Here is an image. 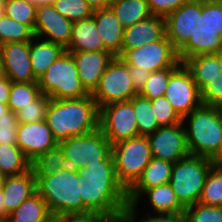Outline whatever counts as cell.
<instances>
[{
  "label": "cell",
  "instance_id": "29",
  "mask_svg": "<svg viewBox=\"0 0 222 222\" xmlns=\"http://www.w3.org/2000/svg\"><path fill=\"white\" fill-rule=\"evenodd\" d=\"M110 8L124 28L152 15L147 0H113Z\"/></svg>",
  "mask_w": 222,
  "mask_h": 222
},
{
  "label": "cell",
  "instance_id": "8",
  "mask_svg": "<svg viewBox=\"0 0 222 222\" xmlns=\"http://www.w3.org/2000/svg\"><path fill=\"white\" fill-rule=\"evenodd\" d=\"M118 181L128 190L153 158L147 136H137L112 145Z\"/></svg>",
  "mask_w": 222,
  "mask_h": 222
},
{
  "label": "cell",
  "instance_id": "4",
  "mask_svg": "<svg viewBox=\"0 0 222 222\" xmlns=\"http://www.w3.org/2000/svg\"><path fill=\"white\" fill-rule=\"evenodd\" d=\"M190 155L213 159L222 145V107L201 105L183 118Z\"/></svg>",
  "mask_w": 222,
  "mask_h": 222
},
{
  "label": "cell",
  "instance_id": "48",
  "mask_svg": "<svg viewBox=\"0 0 222 222\" xmlns=\"http://www.w3.org/2000/svg\"><path fill=\"white\" fill-rule=\"evenodd\" d=\"M11 85L12 82L8 78L0 81V103L8 105Z\"/></svg>",
  "mask_w": 222,
  "mask_h": 222
},
{
  "label": "cell",
  "instance_id": "3",
  "mask_svg": "<svg viewBox=\"0 0 222 222\" xmlns=\"http://www.w3.org/2000/svg\"><path fill=\"white\" fill-rule=\"evenodd\" d=\"M36 190L46 202L53 218L66 213H85L89 210L82 204L77 170L67 167L51 176L34 177Z\"/></svg>",
  "mask_w": 222,
  "mask_h": 222
},
{
  "label": "cell",
  "instance_id": "56",
  "mask_svg": "<svg viewBox=\"0 0 222 222\" xmlns=\"http://www.w3.org/2000/svg\"><path fill=\"white\" fill-rule=\"evenodd\" d=\"M5 1L6 0H0V17L5 15Z\"/></svg>",
  "mask_w": 222,
  "mask_h": 222
},
{
  "label": "cell",
  "instance_id": "26",
  "mask_svg": "<svg viewBox=\"0 0 222 222\" xmlns=\"http://www.w3.org/2000/svg\"><path fill=\"white\" fill-rule=\"evenodd\" d=\"M33 42L32 39L29 54L33 75L38 80L65 49L59 44L46 40Z\"/></svg>",
  "mask_w": 222,
  "mask_h": 222
},
{
  "label": "cell",
  "instance_id": "38",
  "mask_svg": "<svg viewBox=\"0 0 222 222\" xmlns=\"http://www.w3.org/2000/svg\"><path fill=\"white\" fill-rule=\"evenodd\" d=\"M52 5L72 23L90 18L94 12L84 0H54Z\"/></svg>",
  "mask_w": 222,
  "mask_h": 222
},
{
  "label": "cell",
  "instance_id": "32",
  "mask_svg": "<svg viewBox=\"0 0 222 222\" xmlns=\"http://www.w3.org/2000/svg\"><path fill=\"white\" fill-rule=\"evenodd\" d=\"M77 172L84 183L121 184L116 176L114 161L86 163V166Z\"/></svg>",
  "mask_w": 222,
  "mask_h": 222
},
{
  "label": "cell",
  "instance_id": "14",
  "mask_svg": "<svg viewBox=\"0 0 222 222\" xmlns=\"http://www.w3.org/2000/svg\"><path fill=\"white\" fill-rule=\"evenodd\" d=\"M183 125L159 127L147 136L153 158L175 163L190 155Z\"/></svg>",
  "mask_w": 222,
  "mask_h": 222
},
{
  "label": "cell",
  "instance_id": "30",
  "mask_svg": "<svg viewBox=\"0 0 222 222\" xmlns=\"http://www.w3.org/2000/svg\"><path fill=\"white\" fill-rule=\"evenodd\" d=\"M31 170V161L17 145L0 144V172L17 176Z\"/></svg>",
  "mask_w": 222,
  "mask_h": 222
},
{
  "label": "cell",
  "instance_id": "16",
  "mask_svg": "<svg viewBox=\"0 0 222 222\" xmlns=\"http://www.w3.org/2000/svg\"><path fill=\"white\" fill-rule=\"evenodd\" d=\"M58 144L45 120L18 123L16 145L30 161Z\"/></svg>",
  "mask_w": 222,
  "mask_h": 222
},
{
  "label": "cell",
  "instance_id": "55",
  "mask_svg": "<svg viewBox=\"0 0 222 222\" xmlns=\"http://www.w3.org/2000/svg\"><path fill=\"white\" fill-rule=\"evenodd\" d=\"M174 222H187L184 214H175L174 215Z\"/></svg>",
  "mask_w": 222,
  "mask_h": 222
},
{
  "label": "cell",
  "instance_id": "33",
  "mask_svg": "<svg viewBox=\"0 0 222 222\" xmlns=\"http://www.w3.org/2000/svg\"><path fill=\"white\" fill-rule=\"evenodd\" d=\"M41 95L38 82L13 83L11 85L10 96L8 100V109L15 114L27 107Z\"/></svg>",
  "mask_w": 222,
  "mask_h": 222
},
{
  "label": "cell",
  "instance_id": "23",
  "mask_svg": "<svg viewBox=\"0 0 222 222\" xmlns=\"http://www.w3.org/2000/svg\"><path fill=\"white\" fill-rule=\"evenodd\" d=\"M93 18L105 49L113 56L121 57L124 27L110 7L95 10Z\"/></svg>",
  "mask_w": 222,
  "mask_h": 222
},
{
  "label": "cell",
  "instance_id": "51",
  "mask_svg": "<svg viewBox=\"0 0 222 222\" xmlns=\"http://www.w3.org/2000/svg\"><path fill=\"white\" fill-rule=\"evenodd\" d=\"M212 164L214 167H216L218 169H222V145H221L219 152L212 159Z\"/></svg>",
  "mask_w": 222,
  "mask_h": 222
},
{
  "label": "cell",
  "instance_id": "45",
  "mask_svg": "<svg viewBox=\"0 0 222 222\" xmlns=\"http://www.w3.org/2000/svg\"><path fill=\"white\" fill-rule=\"evenodd\" d=\"M189 0H147L152 15L166 17Z\"/></svg>",
  "mask_w": 222,
  "mask_h": 222
},
{
  "label": "cell",
  "instance_id": "39",
  "mask_svg": "<svg viewBox=\"0 0 222 222\" xmlns=\"http://www.w3.org/2000/svg\"><path fill=\"white\" fill-rule=\"evenodd\" d=\"M176 69L177 68H165L153 71L150 77L146 80L145 86L139 94L149 100L164 96L170 75Z\"/></svg>",
  "mask_w": 222,
  "mask_h": 222
},
{
  "label": "cell",
  "instance_id": "37",
  "mask_svg": "<svg viewBox=\"0 0 222 222\" xmlns=\"http://www.w3.org/2000/svg\"><path fill=\"white\" fill-rule=\"evenodd\" d=\"M37 7L28 0H6L5 15L35 30Z\"/></svg>",
  "mask_w": 222,
  "mask_h": 222
},
{
  "label": "cell",
  "instance_id": "57",
  "mask_svg": "<svg viewBox=\"0 0 222 222\" xmlns=\"http://www.w3.org/2000/svg\"><path fill=\"white\" fill-rule=\"evenodd\" d=\"M7 110H8V105L0 103V117H2L3 113H5Z\"/></svg>",
  "mask_w": 222,
  "mask_h": 222
},
{
  "label": "cell",
  "instance_id": "53",
  "mask_svg": "<svg viewBox=\"0 0 222 222\" xmlns=\"http://www.w3.org/2000/svg\"><path fill=\"white\" fill-rule=\"evenodd\" d=\"M28 1H30L36 7L41 5H52L54 2V0H28Z\"/></svg>",
  "mask_w": 222,
  "mask_h": 222
},
{
  "label": "cell",
  "instance_id": "11",
  "mask_svg": "<svg viewBox=\"0 0 222 222\" xmlns=\"http://www.w3.org/2000/svg\"><path fill=\"white\" fill-rule=\"evenodd\" d=\"M121 59L128 66L139 67L151 73L165 68H178L182 64L178 51L166 35L159 41L128 49Z\"/></svg>",
  "mask_w": 222,
  "mask_h": 222
},
{
  "label": "cell",
  "instance_id": "58",
  "mask_svg": "<svg viewBox=\"0 0 222 222\" xmlns=\"http://www.w3.org/2000/svg\"><path fill=\"white\" fill-rule=\"evenodd\" d=\"M6 176L0 172V188L3 187Z\"/></svg>",
  "mask_w": 222,
  "mask_h": 222
},
{
  "label": "cell",
  "instance_id": "47",
  "mask_svg": "<svg viewBox=\"0 0 222 222\" xmlns=\"http://www.w3.org/2000/svg\"><path fill=\"white\" fill-rule=\"evenodd\" d=\"M130 78L132 79L135 90L140 93L144 88L146 80L150 77L151 72L134 66H128Z\"/></svg>",
  "mask_w": 222,
  "mask_h": 222
},
{
  "label": "cell",
  "instance_id": "6",
  "mask_svg": "<svg viewBox=\"0 0 222 222\" xmlns=\"http://www.w3.org/2000/svg\"><path fill=\"white\" fill-rule=\"evenodd\" d=\"M212 166L211 159L194 155L173 163L169 184L185 208L198 203Z\"/></svg>",
  "mask_w": 222,
  "mask_h": 222
},
{
  "label": "cell",
  "instance_id": "50",
  "mask_svg": "<svg viewBox=\"0 0 222 222\" xmlns=\"http://www.w3.org/2000/svg\"><path fill=\"white\" fill-rule=\"evenodd\" d=\"M147 219H142L139 222H174V215H159L146 217Z\"/></svg>",
  "mask_w": 222,
  "mask_h": 222
},
{
  "label": "cell",
  "instance_id": "40",
  "mask_svg": "<svg viewBox=\"0 0 222 222\" xmlns=\"http://www.w3.org/2000/svg\"><path fill=\"white\" fill-rule=\"evenodd\" d=\"M150 102L159 127L172 126L183 122V119L164 96L152 99Z\"/></svg>",
  "mask_w": 222,
  "mask_h": 222
},
{
  "label": "cell",
  "instance_id": "54",
  "mask_svg": "<svg viewBox=\"0 0 222 222\" xmlns=\"http://www.w3.org/2000/svg\"><path fill=\"white\" fill-rule=\"evenodd\" d=\"M6 78H7L6 71L0 57V81L5 80Z\"/></svg>",
  "mask_w": 222,
  "mask_h": 222
},
{
  "label": "cell",
  "instance_id": "35",
  "mask_svg": "<svg viewBox=\"0 0 222 222\" xmlns=\"http://www.w3.org/2000/svg\"><path fill=\"white\" fill-rule=\"evenodd\" d=\"M199 203L222 207V169L212 166L205 178Z\"/></svg>",
  "mask_w": 222,
  "mask_h": 222
},
{
  "label": "cell",
  "instance_id": "52",
  "mask_svg": "<svg viewBox=\"0 0 222 222\" xmlns=\"http://www.w3.org/2000/svg\"><path fill=\"white\" fill-rule=\"evenodd\" d=\"M0 219L5 222V206L2 188H0Z\"/></svg>",
  "mask_w": 222,
  "mask_h": 222
},
{
  "label": "cell",
  "instance_id": "18",
  "mask_svg": "<svg viewBox=\"0 0 222 222\" xmlns=\"http://www.w3.org/2000/svg\"><path fill=\"white\" fill-rule=\"evenodd\" d=\"M30 41L9 42L0 45V57L7 78L13 83L38 82L30 61Z\"/></svg>",
  "mask_w": 222,
  "mask_h": 222
},
{
  "label": "cell",
  "instance_id": "41",
  "mask_svg": "<svg viewBox=\"0 0 222 222\" xmlns=\"http://www.w3.org/2000/svg\"><path fill=\"white\" fill-rule=\"evenodd\" d=\"M184 216L187 222H222V207L207 206L198 202L186 207Z\"/></svg>",
  "mask_w": 222,
  "mask_h": 222
},
{
  "label": "cell",
  "instance_id": "46",
  "mask_svg": "<svg viewBox=\"0 0 222 222\" xmlns=\"http://www.w3.org/2000/svg\"><path fill=\"white\" fill-rule=\"evenodd\" d=\"M55 222H112L107 217L95 213V212H85V213H66L54 217Z\"/></svg>",
  "mask_w": 222,
  "mask_h": 222
},
{
  "label": "cell",
  "instance_id": "22",
  "mask_svg": "<svg viewBox=\"0 0 222 222\" xmlns=\"http://www.w3.org/2000/svg\"><path fill=\"white\" fill-rule=\"evenodd\" d=\"M5 221L25 200L37 193L32 170L17 176H6L2 187Z\"/></svg>",
  "mask_w": 222,
  "mask_h": 222
},
{
  "label": "cell",
  "instance_id": "1",
  "mask_svg": "<svg viewBox=\"0 0 222 222\" xmlns=\"http://www.w3.org/2000/svg\"><path fill=\"white\" fill-rule=\"evenodd\" d=\"M45 121L59 143L99 128V107L88 94L76 99L50 98Z\"/></svg>",
  "mask_w": 222,
  "mask_h": 222
},
{
  "label": "cell",
  "instance_id": "5",
  "mask_svg": "<svg viewBox=\"0 0 222 222\" xmlns=\"http://www.w3.org/2000/svg\"><path fill=\"white\" fill-rule=\"evenodd\" d=\"M41 94L52 99H76L88 95L82 87L70 52L64 51L38 79Z\"/></svg>",
  "mask_w": 222,
  "mask_h": 222
},
{
  "label": "cell",
  "instance_id": "28",
  "mask_svg": "<svg viewBox=\"0 0 222 222\" xmlns=\"http://www.w3.org/2000/svg\"><path fill=\"white\" fill-rule=\"evenodd\" d=\"M53 219L46 202L36 193L13 211L5 222H51Z\"/></svg>",
  "mask_w": 222,
  "mask_h": 222
},
{
  "label": "cell",
  "instance_id": "31",
  "mask_svg": "<svg viewBox=\"0 0 222 222\" xmlns=\"http://www.w3.org/2000/svg\"><path fill=\"white\" fill-rule=\"evenodd\" d=\"M67 162L60 146L46 151L31 161V170L34 177L51 176L58 170L67 168Z\"/></svg>",
  "mask_w": 222,
  "mask_h": 222
},
{
  "label": "cell",
  "instance_id": "13",
  "mask_svg": "<svg viewBox=\"0 0 222 222\" xmlns=\"http://www.w3.org/2000/svg\"><path fill=\"white\" fill-rule=\"evenodd\" d=\"M164 97L182 119L202 105L200 90L183 63L170 75Z\"/></svg>",
  "mask_w": 222,
  "mask_h": 222
},
{
  "label": "cell",
  "instance_id": "44",
  "mask_svg": "<svg viewBox=\"0 0 222 222\" xmlns=\"http://www.w3.org/2000/svg\"><path fill=\"white\" fill-rule=\"evenodd\" d=\"M203 105L222 107V76L208 82L201 90Z\"/></svg>",
  "mask_w": 222,
  "mask_h": 222
},
{
  "label": "cell",
  "instance_id": "43",
  "mask_svg": "<svg viewBox=\"0 0 222 222\" xmlns=\"http://www.w3.org/2000/svg\"><path fill=\"white\" fill-rule=\"evenodd\" d=\"M17 128V116L8 109L0 117V144L16 145Z\"/></svg>",
  "mask_w": 222,
  "mask_h": 222
},
{
  "label": "cell",
  "instance_id": "49",
  "mask_svg": "<svg viewBox=\"0 0 222 222\" xmlns=\"http://www.w3.org/2000/svg\"><path fill=\"white\" fill-rule=\"evenodd\" d=\"M94 11L110 7L113 0H84Z\"/></svg>",
  "mask_w": 222,
  "mask_h": 222
},
{
  "label": "cell",
  "instance_id": "20",
  "mask_svg": "<svg viewBox=\"0 0 222 222\" xmlns=\"http://www.w3.org/2000/svg\"><path fill=\"white\" fill-rule=\"evenodd\" d=\"M196 26V0H189L165 17L166 37L179 51L193 35Z\"/></svg>",
  "mask_w": 222,
  "mask_h": 222
},
{
  "label": "cell",
  "instance_id": "15",
  "mask_svg": "<svg viewBox=\"0 0 222 222\" xmlns=\"http://www.w3.org/2000/svg\"><path fill=\"white\" fill-rule=\"evenodd\" d=\"M173 163L152 158L137 181L127 190L128 214L124 222H134L140 194L146 189L169 183Z\"/></svg>",
  "mask_w": 222,
  "mask_h": 222
},
{
  "label": "cell",
  "instance_id": "12",
  "mask_svg": "<svg viewBox=\"0 0 222 222\" xmlns=\"http://www.w3.org/2000/svg\"><path fill=\"white\" fill-rule=\"evenodd\" d=\"M99 129L111 145L139 136L132 103L113 102L99 108Z\"/></svg>",
  "mask_w": 222,
  "mask_h": 222
},
{
  "label": "cell",
  "instance_id": "10",
  "mask_svg": "<svg viewBox=\"0 0 222 222\" xmlns=\"http://www.w3.org/2000/svg\"><path fill=\"white\" fill-rule=\"evenodd\" d=\"M137 94L128 65L121 57L114 56L91 96L101 108L113 102L129 101Z\"/></svg>",
  "mask_w": 222,
  "mask_h": 222
},
{
  "label": "cell",
  "instance_id": "7",
  "mask_svg": "<svg viewBox=\"0 0 222 222\" xmlns=\"http://www.w3.org/2000/svg\"><path fill=\"white\" fill-rule=\"evenodd\" d=\"M82 204L112 222H124L128 214L127 190L122 184H95L79 182Z\"/></svg>",
  "mask_w": 222,
  "mask_h": 222
},
{
  "label": "cell",
  "instance_id": "21",
  "mask_svg": "<svg viewBox=\"0 0 222 222\" xmlns=\"http://www.w3.org/2000/svg\"><path fill=\"white\" fill-rule=\"evenodd\" d=\"M166 35L165 18L151 15L145 20L124 28L121 56L132 48L161 40Z\"/></svg>",
  "mask_w": 222,
  "mask_h": 222
},
{
  "label": "cell",
  "instance_id": "34",
  "mask_svg": "<svg viewBox=\"0 0 222 222\" xmlns=\"http://www.w3.org/2000/svg\"><path fill=\"white\" fill-rule=\"evenodd\" d=\"M129 101L132 103L136 115L138 135H151L159 126L153 115L150 100L137 94Z\"/></svg>",
  "mask_w": 222,
  "mask_h": 222
},
{
  "label": "cell",
  "instance_id": "9",
  "mask_svg": "<svg viewBox=\"0 0 222 222\" xmlns=\"http://www.w3.org/2000/svg\"><path fill=\"white\" fill-rule=\"evenodd\" d=\"M58 145L68 167L75 170L84 168L86 163L114 161L112 145L99 128L85 135L70 137Z\"/></svg>",
  "mask_w": 222,
  "mask_h": 222
},
{
  "label": "cell",
  "instance_id": "2",
  "mask_svg": "<svg viewBox=\"0 0 222 222\" xmlns=\"http://www.w3.org/2000/svg\"><path fill=\"white\" fill-rule=\"evenodd\" d=\"M222 0H196V26L188 42L178 51L183 63L192 56L221 54Z\"/></svg>",
  "mask_w": 222,
  "mask_h": 222
},
{
  "label": "cell",
  "instance_id": "17",
  "mask_svg": "<svg viewBox=\"0 0 222 222\" xmlns=\"http://www.w3.org/2000/svg\"><path fill=\"white\" fill-rule=\"evenodd\" d=\"M72 26L73 23L57 12L53 5L37 7L35 38L41 39L45 35L48 37L46 41L59 44L65 49L71 40Z\"/></svg>",
  "mask_w": 222,
  "mask_h": 222
},
{
  "label": "cell",
  "instance_id": "27",
  "mask_svg": "<svg viewBox=\"0 0 222 222\" xmlns=\"http://www.w3.org/2000/svg\"><path fill=\"white\" fill-rule=\"evenodd\" d=\"M148 195L149 202L159 215L184 214L185 207L179 202L169 183L142 192Z\"/></svg>",
  "mask_w": 222,
  "mask_h": 222
},
{
  "label": "cell",
  "instance_id": "42",
  "mask_svg": "<svg viewBox=\"0 0 222 222\" xmlns=\"http://www.w3.org/2000/svg\"><path fill=\"white\" fill-rule=\"evenodd\" d=\"M50 98L41 94L33 103L16 113L18 123H31L45 120Z\"/></svg>",
  "mask_w": 222,
  "mask_h": 222
},
{
  "label": "cell",
  "instance_id": "36",
  "mask_svg": "<svg viewBox=\"0 0 222 222\" xmlns=\"http://www.w3.org/2000/svg\"><path fill=\"white\" fill-rule=\"evenodd\" d=\"M35 39L34 32L24 24H21L7 15L0 17V45L9 42H26Z\"/></svg>",
  "mask_w": 222,
  "mask_h": 222
},
{
  "label": "cell",
  "instance_id": "25",
  "mask_svg": "<svg viewBox=\"0 0 222 222\" xmlns=\"http://www.w3.org/2000/svg\"><path fill=\"white\" fill-rule=\"evenodd\" d=\"M183 64L190 71L201 90L208 82L219 78L222 67L221 54H203L186 59Z\"/></svg>",
  "mask_w": 222,
  "mask_h": 222
},
{
  "label": "cell",
  "instance_id": "24",
  "mask_svg": "<svg viewBox=\"0 0 222 222\" xmlns=\"http://www.w3.org/2000/svg\"><path fill=\"white\" fill-rule=\"evenodd\" d=\"M65 51H107L93 16L73 23L71 40Z\"/></svg>",
  "mask_w": 222,
  "mask_h": 222
},
{
  "label": "cell",
  "instance_id": "19",
  "mask_svg": "<svg viewBox=\"0 0 222 222\" xmlns=\"http://www.w3.org/2000/svg\"><path fill=\"white\" fill-rule=\"evenodd\" d=\"M73 56L79 80L88 94H92L97 88L100 78L106 70L113 55L108 51H67Z\"/></svg>",
  "mask_w": 222,
  "mask_h": 222
}]
</instances>
